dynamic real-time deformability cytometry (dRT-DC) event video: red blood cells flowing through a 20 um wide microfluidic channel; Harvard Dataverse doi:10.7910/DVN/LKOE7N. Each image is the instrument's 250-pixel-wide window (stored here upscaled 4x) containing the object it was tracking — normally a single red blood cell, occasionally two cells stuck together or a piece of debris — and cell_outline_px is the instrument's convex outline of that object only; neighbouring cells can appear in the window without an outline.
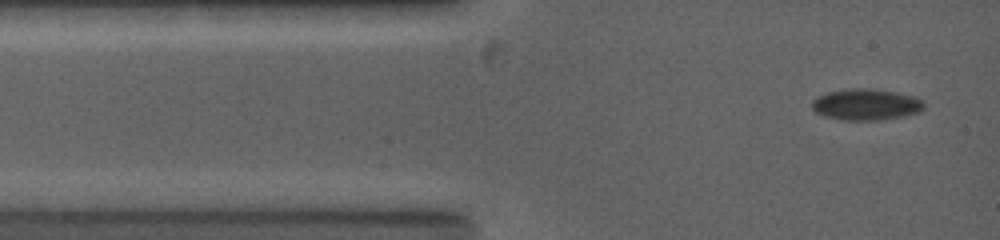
{"species": "common noctule bat (a hibernating species)", "species_latin": "Nyctalus noctula", "temperature_condition": "warm", "stored_images_in_passage": 3, "camera_frame_rate_fps": 5000, "um_per_image_px": 0.085, "animal": {"sex": "female", "body_mass_g": 19.0, "forearm_length_mm": 53.3}, "frame": {"image": 1, "passage_image": 1, "time_ms": 0.0, "image_size_px": [1000, 240], "cell_outline_px": [[924, 108], [920, 112], [904, 116], [876, 120], [840, 120], [824, 116], [816, 112], [812, 108], [812, 100], [828, 92], [852, 88], [872, 88], [896, 92], [916, 96], [924, 100]], "centroid_in_image_um": [73.65, 8.88], "position_along_channel_um": 11.3, "area_um2": 20.58}}
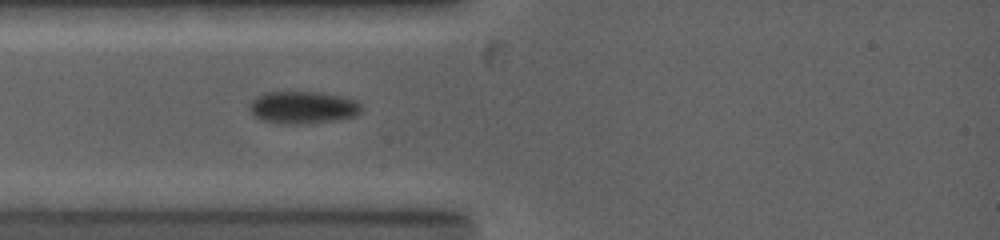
{"frame": {"image": 2, "passage_image": 3, "time_ms": 2.2, "image_size_px": [1000, 240], "cell_outline_px": [[360, 112], [356, 116], [336, 120], [308, 124], [292, 124], [264, 120], [256, 116], [248, 108], [248, 104], [256, 96], [264, 92], [320, 92], [340, 96], [356, 100], [360, 104]], "centroid_in_image_um": [25.74, 9.12], "position_along_channel_um": 59.3, "area_um2": 21.04}}